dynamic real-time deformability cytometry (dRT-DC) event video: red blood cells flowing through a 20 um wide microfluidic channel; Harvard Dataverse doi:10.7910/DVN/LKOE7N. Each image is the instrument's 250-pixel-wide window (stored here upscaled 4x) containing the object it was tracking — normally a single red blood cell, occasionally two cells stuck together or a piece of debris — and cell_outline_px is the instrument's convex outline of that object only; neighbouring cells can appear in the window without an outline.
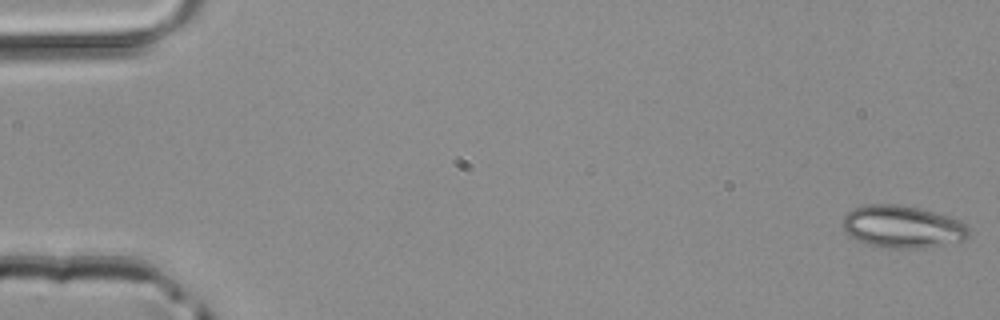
{"species": "common noctule bat (a hibernating species)", "species_latin": "Nyctalus noctula", "temperature_condition": "room temperature", "stored_images_in_passage": 15, "camera_frame_rate_fps": 3000, "um_per_image_px": 0.085, "animal": {"sex": "male", "body_mass_g": 20.4}, "frame": {"image": 1, "passage_image": 1, "time_ms": 0.0, "image_size_px": [1000, 320], "cell_outline_px": [[972, 228], [968, 236], [964, 240], [924, 248], [880, 248], [856, 240], [848, 236], [844, 232], [840, 224], [840, 220], [852, 208], [868, 204], [896, 204], [920, 208], [948, 216], [960, 220]], "centroid_in_image_um": [76.67, 19.27], "position_along_channel_um": 8.3, "area_um2": 31.79}}